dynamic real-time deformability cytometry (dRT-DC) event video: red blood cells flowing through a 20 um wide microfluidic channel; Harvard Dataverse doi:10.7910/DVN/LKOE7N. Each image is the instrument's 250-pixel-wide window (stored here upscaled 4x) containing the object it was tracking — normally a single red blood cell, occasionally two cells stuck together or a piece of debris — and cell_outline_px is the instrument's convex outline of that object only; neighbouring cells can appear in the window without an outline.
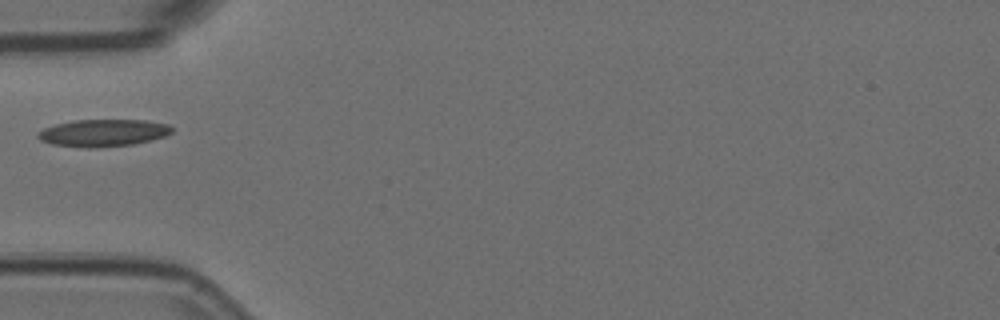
{"species": "Egyptian fruit bat (a non-hibernating species)", "species_latin": "Rousettus aegyptiacus", "temperature_condition": "room temperature", "stored_images_in_passage": 4, "camera_frame_rate_fps": 3000, "um_per_image_px": 0.085, "animal": {"sex": "female"}, "frame": {"image": 1, "passage_image": 4, "time_ms": 1.0, "image_size_px": [1000, 320], "cell_outline_px": [[172, 132], [164, 136], [132, 144], [92, 148], [88, 148], [52, 144], [40, 140], [36, 136], [44, 128], [56, 124], [72, 120], [144, 120], [168, 124], [172, 128]], "centroid_in_image_um": [8.74, 11.29], "position_along_channel_um": 76.3, "area_um2": 20.98}}